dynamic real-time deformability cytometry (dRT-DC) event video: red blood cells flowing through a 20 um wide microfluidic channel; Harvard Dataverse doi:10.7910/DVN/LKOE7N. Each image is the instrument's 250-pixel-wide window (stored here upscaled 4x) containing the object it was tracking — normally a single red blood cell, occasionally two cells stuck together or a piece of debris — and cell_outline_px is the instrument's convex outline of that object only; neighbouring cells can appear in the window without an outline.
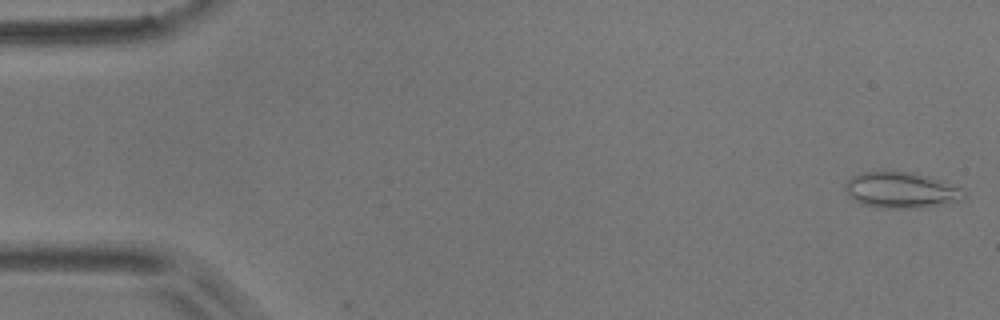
{"species": "common noctule bat (a hibernating species)", "species_latin": "Nyctalus noctula", "temperature_condition": "room temperature", "stored_images_in_passage": 6, "camera_frame_rate_fps": 3000, "um_per_image_px": 0.085, "animal": {"sex": "male", "body_mass_g": 17.9}, "frame": {"image": 1, "passage_image": 1, "time_ms": 0.0, "image_size_px": [1000, 320], "cell_outline_px": [[968, 196], [964, 200], [912, 208], [884, 208], [860, 204], [848, 196], [844, 188], [844, 184], [852, 176], [860, 172], [912, 172], [960, 188]], "centroid_in_image_um": [76.52, 16.17], "position_along_channel_um": 8.5, "area_um2": 24.45}}